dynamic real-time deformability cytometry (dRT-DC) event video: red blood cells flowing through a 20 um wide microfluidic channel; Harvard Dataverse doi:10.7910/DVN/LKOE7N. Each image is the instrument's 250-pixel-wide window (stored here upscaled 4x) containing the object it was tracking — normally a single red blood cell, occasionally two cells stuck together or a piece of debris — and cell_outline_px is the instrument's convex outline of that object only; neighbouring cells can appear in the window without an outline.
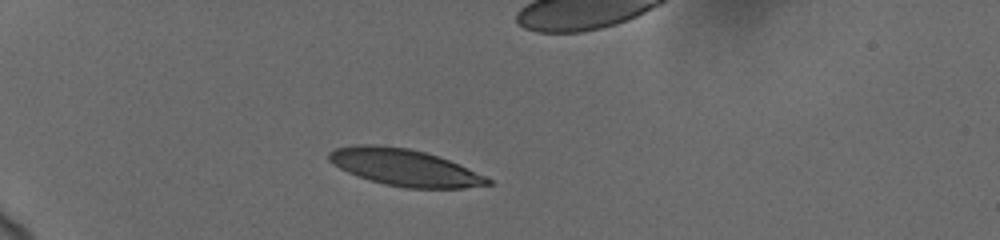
{"species": "human", "species_latin": "Homo sapiens", "temperature_condition": "cold", "stored_images_in_passage": 20, "camera_frame_rate_fps": 3000, "um_per_image_px": 0.085, "donor": {"sex": "female"}, "frame": {"image": 1, "passage_image": 1, "time_ms": 0.0, "image_size_px": [1000, 240], "cell_outline_px": [[496, 184], [464, 188], [404, 188], [384, 184], [368, 180], [356, 176], [332, 164], [328, 160], [328, 152], [336, 148], [356, 144], [380, 144], [408, 148], [424, 152], [448, 160], [484, 176], [492, 180]], "centroid_in_image_um": [34.34, 14.23], "position_along_channel_um": 50.7, "area_um2": 34.1}}
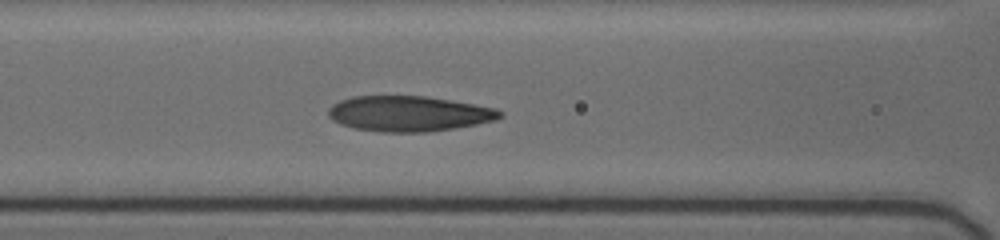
{"frame": {"image": 2, "passage_image": 14, "time_ms": 3.333, "image_size_px": [1000, 240], "cell_outline_px": [[504, 116], [496, 120], [476, 124], [428, 132], [380, 132], [352, 128], [340, 124], [332, 120], [328, 116], [328, 108], [332, 104], [340, 100], [352, 96], [428, 96], [496, 108], [504, 112]], "centroid_in_image_um": [34.73, 9.66], "position_along_channel_um": 131.9, "area_um2": 35.66}}
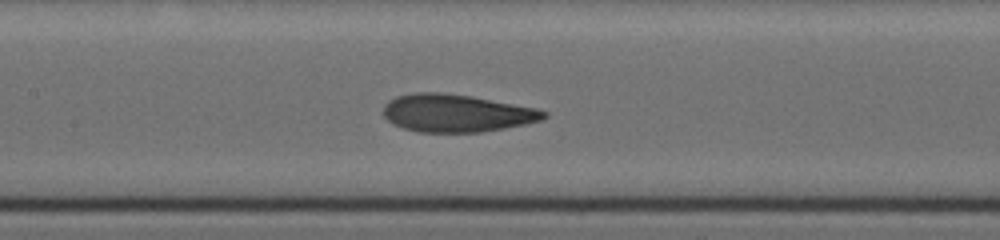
{"frame": {"image": 3, "passage_image": 18, "time_ms": 4.333, "image_size_px": [1000, 240], "cell_outline_px": [[548, 116], [544, 120], [504, 128], [480, 132], [416, 132], [392, 124], [384, 116], [384, 104], [396, 96], [416, 92], [440, 92], [472, 96], [536, 108], [548, 112]], "centroid_in_image_um": [38.8, 9.61], "position_along_channel_um": 168.6, "area_um2": 35.32}}